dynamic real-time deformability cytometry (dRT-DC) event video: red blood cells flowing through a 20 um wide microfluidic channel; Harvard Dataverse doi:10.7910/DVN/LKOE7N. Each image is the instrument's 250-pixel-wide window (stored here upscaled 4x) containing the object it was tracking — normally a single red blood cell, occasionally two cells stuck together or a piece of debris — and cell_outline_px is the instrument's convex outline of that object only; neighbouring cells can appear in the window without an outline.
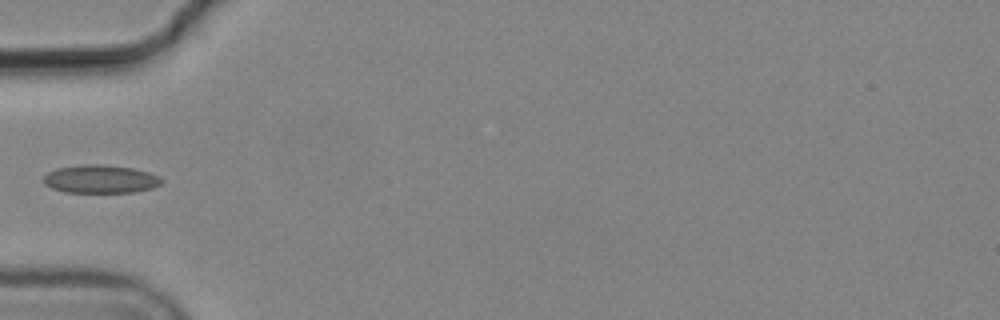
{"species": "common noctule bat (a hibernating species)", "species_latin": "Nyctalus noctula", "temperature_condition": "cold", "stored_images_in_passage": 8, "camera_frame_rate_fps": 3000, "um_per_image_px": 0.085, "animal": {"sex": "male", "body_mass_g": 19.2, "forearm_length_mm": 51.8}, "frame": {"image": 1, "passage_image": 5, "time_ms": 1.333, "image_size_px": [1000, 320], "cell_outline_px": [[164, 180], [160, 184], [152, 188], [132, 192], [64, 192], [52, 188], [44, 184], [44, 176], [48, 172], [56, 168], [80, 164], [100, 164], [132, 168], [148, 172], [160, 176]], "centroid_in_image_um": [8.53, 15.21], "position_along_channel_um": 76.5, "area_um2": 19.42}}
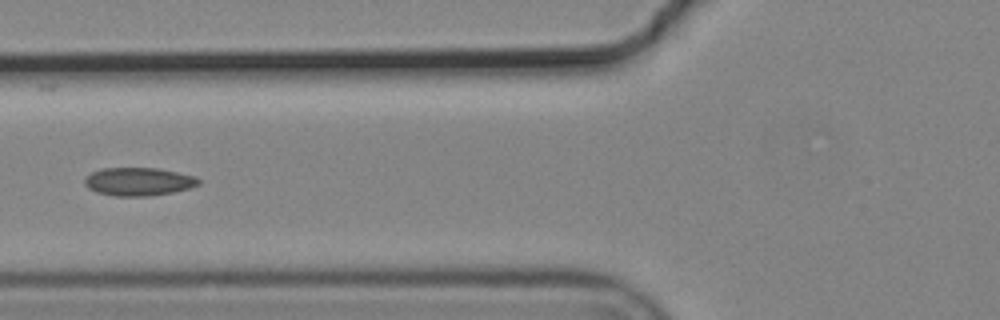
{"frame": {"image": 2, "passage_image": 6, "time_ms": 1.667, "image_size_px": [1000, 320], "cell_outline_px": [[200, 184], [188, 188], [172, 192], [148, 196], [116, 196], [96, 192], [88, 188], [84, 184], [84, 180], [92, 172], [104, 168], [156, 168], [196, 176], [200, 180]], "centroid_in_image_um": [11.77, 15.44], "position_along_channel_um": 114.0, "area_um2": 18.55}}
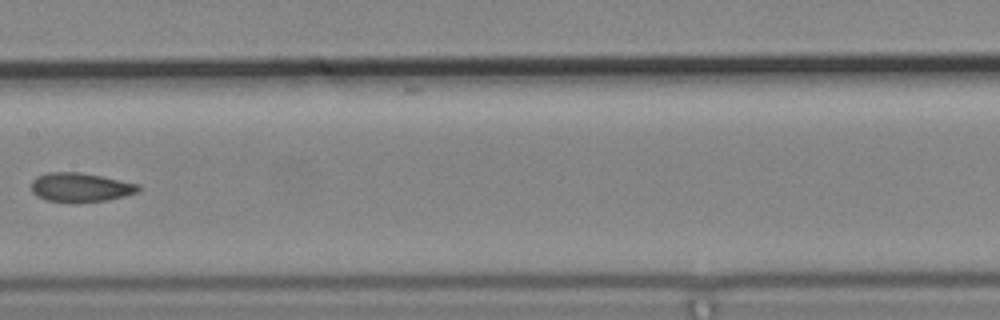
{"frame": {"image": 3, "passage_image": 8, "time_ms": 2.333, "image_size_px": [1000, 320], "cell_outline_px": [[140, 188], [136, 192], [124, 196], [108, 200], [72, 204], [48, 200], [36, 196], [32, 192], [32, 180], [36, 176], [48, 172], [80, 172], [140, 184]], "centroid_in_image_um": [6.81, 15.94], "position_along_channel_um": 200.6, "area_um2": 18.38}}